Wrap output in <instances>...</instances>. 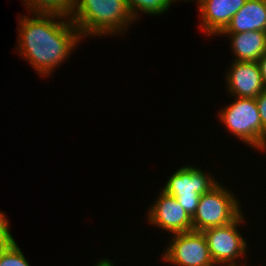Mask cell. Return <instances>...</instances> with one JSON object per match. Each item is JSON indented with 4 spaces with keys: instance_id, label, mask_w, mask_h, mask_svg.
<instances>
[{
    "instance_id": "1",
    "label": "cell",
    "mask_w": 266,
    "mask_h": 266,
    "mask_svg": "<svg viewBox=\"0 0 266 266\" xmlns=\"http://www.w3.org/2000/svg\"><path fill=\"white\" fill-rule=\"evenodd\" d=\"M54 18L64 21L56 22ZM68 18L36 13L35 17L24 16L19 19L18 52L40 75H50L80 42L82 36L79 29Z\"/></svg>"
},
{
    "instance_id": "2",
    "label": "cell",
    "mask_w": 266,
    "mask_h": 266,
    "mask_svg": "<svg viewBox=\"0 0 266 266\" xmlns=\"http://www.w3.org/2000/svg\"><path fill=\"white\" fill-rule=\"evenodd\" d=\"M69 18L82 37L118 34L135 20L127 0H74Z\"/></svg>"
},
{
    "instance_id": "3",
    "label": "cell",
    "mask_w": 266,
    "mask_h": 266,
    "mask_svg": "<svg viewBox=\"0 0 266 266\" xmlns=\"http://www.w3.org/2000/svg\"><path fill=\"white\" fill-rule=\"evenodd\" d=\"M239 205L233 193L218 184L211 191L201 195L192 217V230L204 231L233 222L242 214Z\"/></svg>"
},
{
    "instance_id": "4",
    "label": "cell",
    "mask_w": 266,
    "mask_h": 266,
    "mask_svg": "<svg viewBox=\"0 0 266 266\" xmlns=\"http://www.w3.org/2000/svg\"><path fill=\"white\" fill-rule=\"evenodd\" d=\"M219 183L197 167L183 166L168 179L162 189L175 197L185 212L192 218L201 195L211 191Z\"/></svg>"
},
{
    "instance_id": "5",
    "label": "cell",
    "mask_w": 266,
    "mask_h": 266,
    "mask_svg": "<svg viewBox=\"0 0 266 266\" xmlns=\"http://www.w3.org/2000/svg\"><path fill=\"white\" fill-rule=\"evenodd\" d=\"M220 112V120L226 129L256 149H263V126L255 98L237 97Z\"/></svg>"
},
{
    "instance_id": "6",
    "label": "cell",
    "mask_w": 266,
    "mask_h": 266,
    "mask_svg": "<svg viewBox=\"0 0 266 266\" xmlns=\"http://www.w3.org/2000/svg\"><path fill=\"white\" fill-rule=\"evenodd\" d=\"M240 214L233 222L223 226L205 229L203 232L212 261L216 265L237 266L236 260L246 251L245 239L237 226L244 222ZM227 264V265H226Z\"/></svg>"
},
{
    "instance_id": "7",
    "label": "cell",
    "mask_w": 266,
    "mask_h": 266,
    "mask_svg": "<svg viewBox=\"0 0 266 266\" xmlns=\"http://www.w3.org/2000/svg\"><path fill=\"white\" fill-rule=\"evenodd\" d=\"M164 260L177 266H215L202 231L174 234Z\"/></svg>"
},
{
    "instance_id": "8",
    "label": "cell",
    "mask_w": 266,
    "mask_h": 266,
    "mask_svg": "<svg viewBox=\"0 0 266 266\" xmlns=\"http://www.w3.org/2000/svg\"><path fill=\"white\" fill-rule=\"evenodd\" d=\"M149 222L172 234L192 230V218L178 203L177 199L163 190L148 212Z\"/></svg>"
},
{
    "instance_id": "9",
    "label": "cell",
    "mask_w": 266,
    "mask_h": 266,
    "mask_svg": "<svg viewBox=\"0 0 266 266\" xmlns=\"http://www.w3.org/2000/svg\"><path fill=\"white\" fill-rule=\"evenodd\" d=\"M231 66L226 78L232 96L256 98L265 90L258 62L234 61Z\"/></svg>"
},
{
    "instance_id": "10",
    "label": "cell",
    "mask_w": 266,
    "mask_h": 266,
    "mask_svg": "<svg viewBox=\"0 0 266 266\" xmlns=\"http://www.w3.org/2000/svg\"><path fill=\"white\" fill-rule=\"evenodd\" d=\"M247 0H199L200 24L209 35L221 34Z\"/></svg>"
},
{
    "instance_id": "11",
    "label": "cell",
    "mask_w": 266,
    "mask_h": 266,
    "mask_svg": "<svg viewBox=\"0 0 266 266\" xmlns=\"http://www.w3.org/2000/svg\"><path fill=\"white\" fill-rule=\"evenodd\" d=\"M266 31V0H247L222 33Z\"/></svg>"
},
{
    "instance_id": "12",
    "label": "cell",
    "mask_w": 266,
    "mask_h": 266,
    "mask_svg": "<svg viewBox=\"0 0 266 266\" xmlns=\"http://www.w3.org/2000/svg\"><path fill=\"white\" fill-rule=\"evenodd\" d=\"M230 35L235 61L257 62L266 52V31H247L241 33H221Z\"/></svg>"
},
{
    "instance_id": "13",
    "label": "cell",
    "mask_w": 266,
    "mask_h": 266,
    "mask_svg": "<svg viewBox=\"0 0 266 266\" xmlns=\"http://www.w3.org/2000/svg\"><path fill=\"white\" fill-rule=\"evenodd\" d=\"M74 0H25L28 11L42 14H57L69 17ZM35 11V12H34Z\"/></svg>"
},
{
    "instance_id": "14",
    "label": "cell",
    "mask_w": 266,
    "mask_h": 266,
    "mask_svg": "<svg viewBox=\"0 0 266 266\" xmlns=\"http://www.w3.org/2000/svg\"><path fill=\"white\" fill-rule=\"evenodd\" d=\"M173 2L175 0H127L135 19L137 18L138 10L149 15H159L166 12Z\"/></svg>"
},
{
    "instance_id": "15",
    "label": "cell",
    "mask_w": 266,
    "mask_h": 266,
    "mask_svg": "<svg viewBox=\"0 0 266 266\" xmlns=\"http://www.w3.org/2000/svg\"><path fill=\"white\" fill-rule=\"evenodd\" d=\"M0 266H30L22 251L14 241L0 251Z\"/></svg>"
},
{
    "instance_id": "16",
    "label": "cell",
    "mask_w": 266,
    "mask_h": 266,
    "mask_svg": "<svg viewBox=\"0 0 266 266\" xmlns=\"http://www.w3.org/2000/svg\"><path fill=\"white\" fill-rule=\"evenodd\" d=\"M14 241L6 215L0 211V251L10 246Z\"/></svg>"
},
{
    "instance_id": "17",
    "label": "cell",
    "mask_w": 266,
    "mask_h": 266,
    "mask_svg": "<svg viewBox=\"0 0 266 266\" xmlns=\"http://www.w3.org/2000/svg\"><path fill=\"white\" fill-rule=\"evenodd\" d=\"M255 99L259 110L260 120L263 126V150H264L266 149V89Z\"/></svg>"
},
{
    "instance_id": "18",
    "label": "cell",
    "mask_w": 266,
    "mask_h": 266,
    "mask_svg": "<svg viewBox=\"0 0 266 266\" xmlns=\"http://www.w3.org/2000/svg\"><path fill=\"white\" fill-rule=\"evenodd\" d=\"M257 62L259 64L262 81L266 89V52L259 58Z\"/></svg>"
},
{
    "instance_id": "19",
    "label": "cell",
    "mask_w": 266,
    "mask_h": 266,
    "mask_svg": "<svg viewBox=\"0 0 266 266\" xmlns=\"http://www.w3.org/2000/svg\"><path fill=\"white\" fill-rule=\"evenodd\" d=\"M95 266H114L113 263L111 261H109L108 259H104V260H100V262H98L97 265Z\"/></svg>"
}]
</instances>
